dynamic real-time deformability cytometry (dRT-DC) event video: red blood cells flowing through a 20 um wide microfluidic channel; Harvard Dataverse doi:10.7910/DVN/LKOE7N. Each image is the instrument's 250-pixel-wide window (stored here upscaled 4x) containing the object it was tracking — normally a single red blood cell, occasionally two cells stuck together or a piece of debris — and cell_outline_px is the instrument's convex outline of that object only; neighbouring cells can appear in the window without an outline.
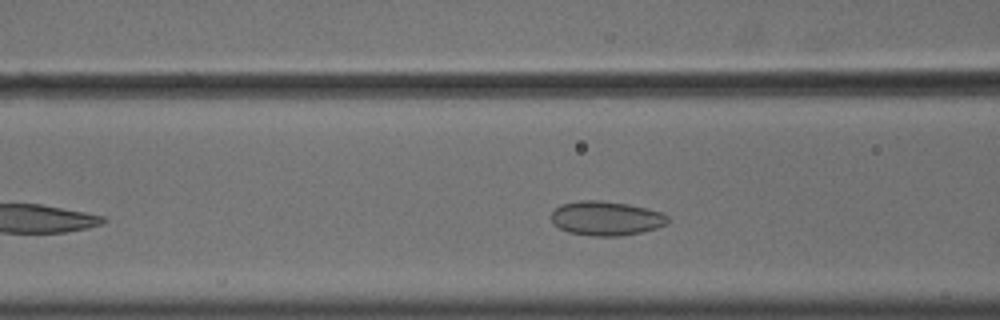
{"species": "common noctule bat (a hibernating species)", "species_latin": "Nyctalus noctula", "temperature_condition": "cold", "stored_images_in_passage": 39, "camera_frame_rate_fps": 3000, "um_per_image_px": 0.085, "animal": {"sex": "male", "body_mass_g": 18.8}, "frame": {"image": 1, "passage_image": 11, "time_ms": 3.333, "image_size_px": [1000, 320], "cell_outline_px": [[668, 224], [656, 228], [640, 232], [620, 236], [592, 236], [568, 232], [552, 224], [552, 212], [560, 204], [580, 200], [600, 200], [628, 204], [648, 208], [660, 212], [668, 216]], "centroid_in_image_um": [51.51, 18.55], "position_along_channel_um": 115.1, "area_um2": 23.35}}
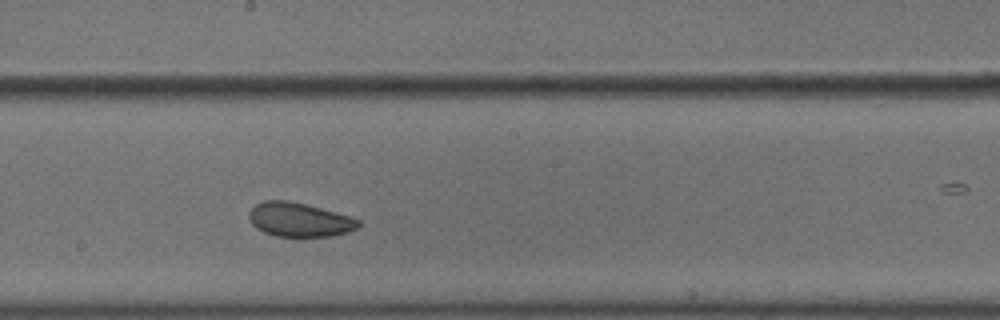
{"frame": {"image": 2, "passage_image": 20, "time_ms": 6.333, "image_size_px": [1000, 320], "cell_outline_px": [[360, 224], [356, 228], [348, 232], [332, 236], [276, 236], [264, 232], [256, 228], [252, 224], [248, 216], [248, 212], [256, 204], [264, 200], [288, 200], [320, 208], [348, 216], [360, 220]], "centroid_in_image_um": [25.4, 18.67], "position_along_channel_um": 222.8, "area_um2": 21.5}}
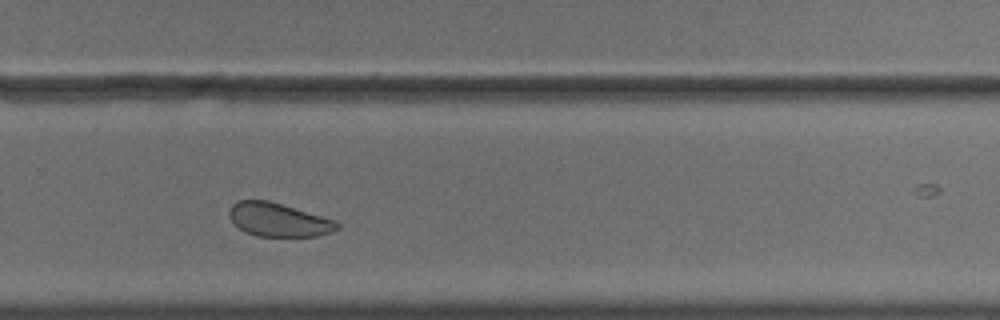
{"frame": {"image": 3, "passage_image": 27, "time_ms": 8.667, "image_size_px": [1000, 320], "cell_outline_px": [[340, 228], [332, 232], [316, 236], [256, 236], [244, 232], [228, 216], [228, 212], [232, 204], [236, 200], [268, 200], [336, 220], [340, 224]], "centroid_in_image_um": [23.67, 18.68], "position_along_channel_um": 306.1, "area_um2": 21.15}, "authors_computed_cell_mechanics": {"area_um2": 22.831, "velocity_mm_per_s": 3.5813, "shape_relaxation_time_tau1_ms": null, "shape_relaxation_time_tau2_ms": 2.5369, "deformation_change_tau1": null, "deformation_change_tau2": 0.0706}}